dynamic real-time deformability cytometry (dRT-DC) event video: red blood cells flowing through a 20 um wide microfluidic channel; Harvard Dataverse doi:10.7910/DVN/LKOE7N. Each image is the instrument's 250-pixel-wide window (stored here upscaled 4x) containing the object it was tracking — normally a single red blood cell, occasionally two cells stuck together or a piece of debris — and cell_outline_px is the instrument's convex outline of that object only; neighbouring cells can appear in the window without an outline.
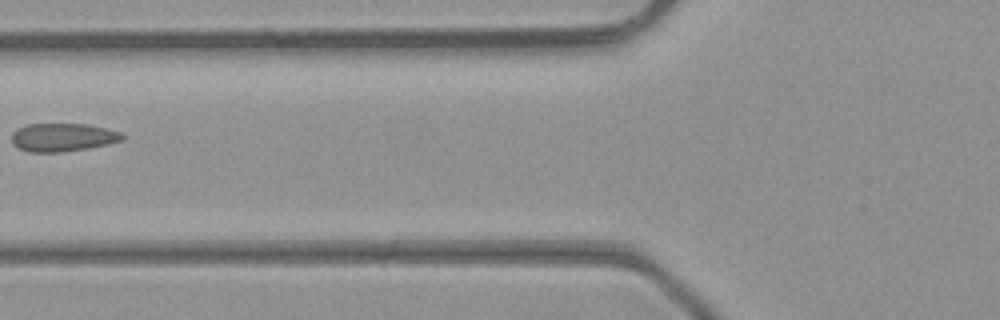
{"species": "common noctule bat (a hibernating species)", "species_latin": "Nyctalus noctula", "temperature_condition": "room temperature", "stored_images_in_passage": 6, "camera_frame_rate_fps": 3000, "um_per_image_px": 0.085, "animal": {"sex": "male", "body_mass_g": 23.1, "forearm_length_mm": 52.7}, "frame": {"image": 1, "passage_image": 6, "time_ms": 1.667, "image_size_px": [1000, 320], "cell_outline_px": [[124, 140], [108, 144], [88, 148], [60, 152], [28, 152], [12, 144], [12, 132], [28, 124], [84, 124], [108, 128], [120, 132], [124, 136]], "centroid_in_image_um": [5.35, 11.67], "position_along_channel_um": 120.4, "area_um2": 18.15}}